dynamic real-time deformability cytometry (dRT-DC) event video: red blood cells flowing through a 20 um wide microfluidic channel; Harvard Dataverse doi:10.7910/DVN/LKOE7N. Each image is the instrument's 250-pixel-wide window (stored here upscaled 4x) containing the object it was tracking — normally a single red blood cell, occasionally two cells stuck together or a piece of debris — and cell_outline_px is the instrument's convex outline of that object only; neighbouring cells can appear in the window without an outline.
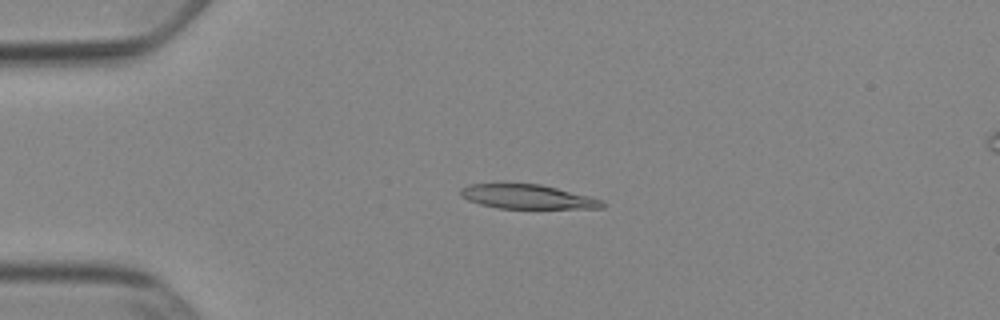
{"species": "Egyptian fruit bat (a non-hibernating species)", "species_latin": "Rousettus aegyptiacus", "temperature_condition": "cold", "stored_images_in_passage": 52, "camera_frame_rate_fps": 3000, "um_per_image_px": 0.085, "animal": {"sex": "female"}, "frame": {"image": 1, "passage_image": 13, "time_ms": 4.0, "image_size_px": [1000, 320], "cell_outline_px": [[608, 204], [604, 208], [496, 208], [480, 204], [468, 200], [460, 196], [460, 188], [468, 184], [540, 184], [604, 200]], "centroid_in_image_um": [44.84, 16.73], "position_along_channel_um": 40.2, "area_um2": 19.94}}
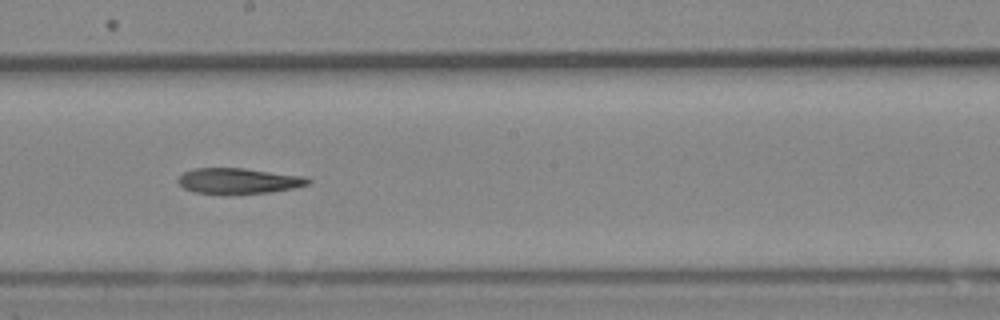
{"frame": {"image": 2, "passage_image": 30, "time_ms": 9.667, "image_size_px": [1000, 320], "cell_outline_px": [[312, 180], [308, 184], [292, 188], [268, 192], [196, 192], [184, 188], [176, 180], [184, 172], [192, 168], [244, 168], [304, 176]], "centroid_in_image_um": [20.27, 15.33], "position_along_channel_um": 227.9, "area_um2": 18.73}}
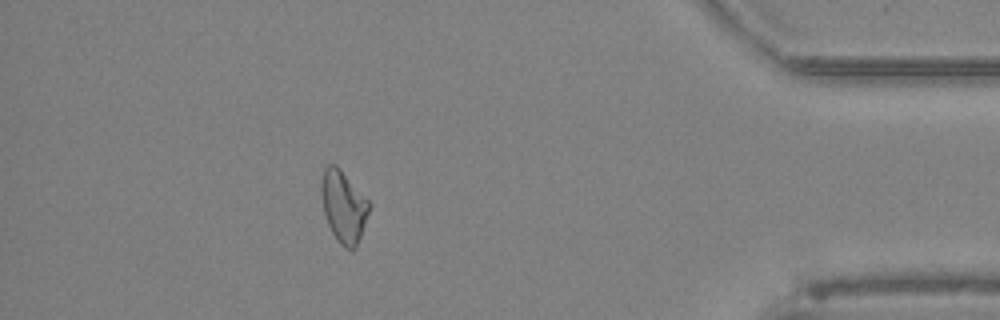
{"frame": {"image": 3, "passage_image": 47, "time_ms": 15.333, "image_size_px": [1000, 320], "cell_outline_px": [[372, 204], [356, 248], [352, 252], [344, 248], [336, 240], [328, 224], [324, 212], [320, 192], [320, 180], [324, 168], [328, 164], [336, 164], [340, 168]], "centroid_in_image_um": [29.2, 17.55], "position_along_channel_um": 406.0, "area_um2": 20.35}}